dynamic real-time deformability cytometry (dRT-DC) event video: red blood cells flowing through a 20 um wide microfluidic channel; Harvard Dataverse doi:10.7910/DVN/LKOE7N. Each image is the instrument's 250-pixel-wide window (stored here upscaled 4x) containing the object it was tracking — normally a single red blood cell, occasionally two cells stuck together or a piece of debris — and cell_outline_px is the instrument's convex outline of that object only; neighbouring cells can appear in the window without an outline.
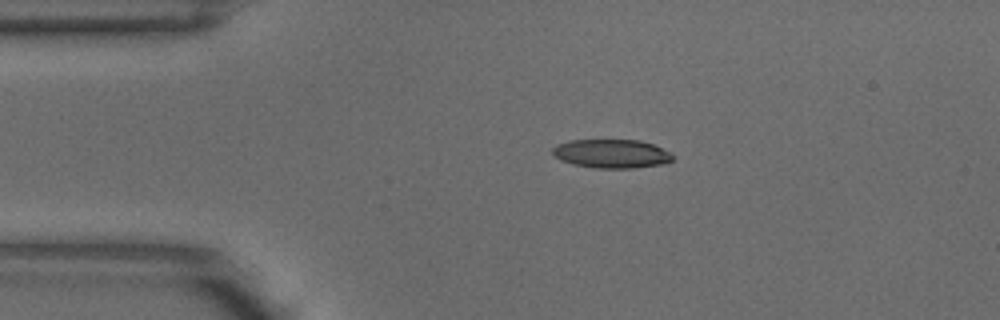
{"species": "common noctule bat (a hibernating species)", "species_latin": "Nyctalus noctula", "temperature_condition": "warm", "stored_images_in_passage": 2, "camera_frame_rate_fps": 3000, "um_per_image_px": 0.085, "animal": {"sex": "male", "body_mass_g": 18.8}, "frame": {"image": 1, "passage_image": 1, "time_ms": 0.0, "image_size_px": [1000, 320], "cell_outline_px": [[676, 156], [672, 160], [660, 164], [632, 168], [596, 168], [572, 164], [560, 160], [552, 152], [552, 148], [556, 144], [568, 140], [640, 140], [652, 144], [672, 152]], "centroid_in_image_um": [51.98, 13.05], "position_along_channel_um": 33.0, "area_um2": 20.23}}